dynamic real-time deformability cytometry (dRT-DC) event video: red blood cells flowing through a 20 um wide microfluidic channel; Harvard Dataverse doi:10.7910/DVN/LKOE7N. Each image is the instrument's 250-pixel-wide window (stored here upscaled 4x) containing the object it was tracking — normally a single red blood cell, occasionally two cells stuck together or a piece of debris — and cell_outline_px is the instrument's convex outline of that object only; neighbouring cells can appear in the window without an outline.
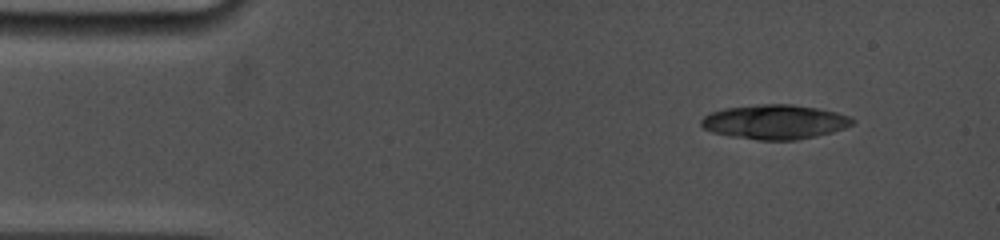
{"species": "common noctule bat (a hibernating species)", "species_latin": "Nyctalus noctula", "temperature_condition": "cold", "stored_images_in_passage": 9, "camera_frame_rate_fps": 5000, "um_per_image_px": 0.085, "animal": {"sex": "female", "body_mass_g": 19.0, "forearm_length_mm": 53.3}, "frame": {"image": 1, "passage_image": 2, "time_ms": 0.4, "image_size_px": [1000, 240], "cell_outline_px": [[856, 120], [852, 124], [844, 128], [832, 132], [816, 136], [796, 140], [756, 140], [732, 136], [712, 132], [704, 128], [700, 124], [700, 120], [704, 116], [712, 112], [724, 108], [756, 104], [792, 104], [816, 108], [836, 112], [852, 116]], "centroid_in_image_um": [65.87, 10.36], "position_along_channel_um": 19.1, "area_um2": 30.46}}
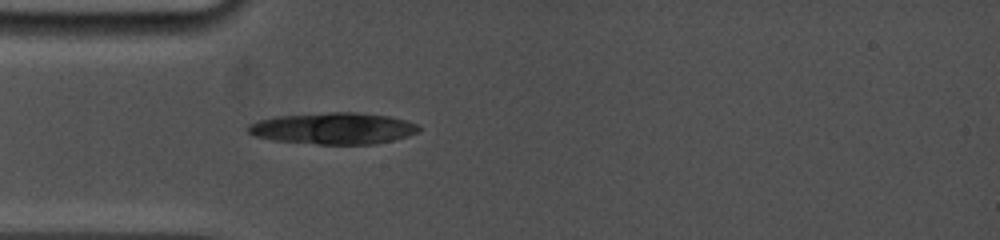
{"frame": {"image": 2, "passage_image": 9, "time_ms": 3.4, "image_size_px": [1000, 240], "cell_outline_px": [[420, 132], [408, 136], [376, 144], [316, 144], [272, 140], [256, 136], [248, 132], [248, 124], [260, 120], [276, 116], [328, 112], [356, 112], [388, 116], [420, 124]], "centroid_in_image_um": [28.36, 10.91], "position_along_channel_um": 56.6, "area_um2": 31.44}}